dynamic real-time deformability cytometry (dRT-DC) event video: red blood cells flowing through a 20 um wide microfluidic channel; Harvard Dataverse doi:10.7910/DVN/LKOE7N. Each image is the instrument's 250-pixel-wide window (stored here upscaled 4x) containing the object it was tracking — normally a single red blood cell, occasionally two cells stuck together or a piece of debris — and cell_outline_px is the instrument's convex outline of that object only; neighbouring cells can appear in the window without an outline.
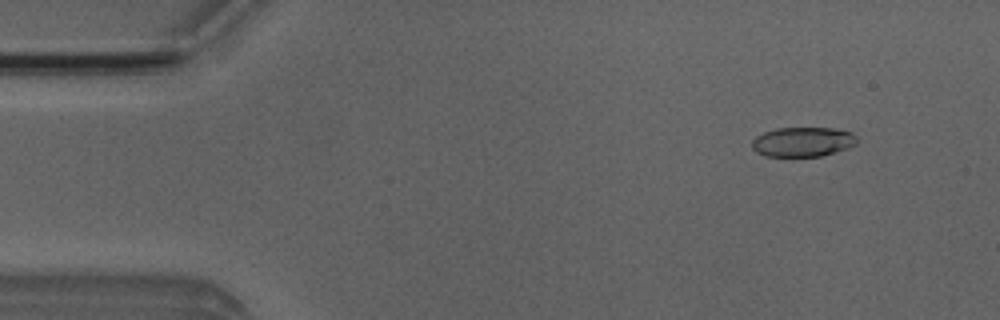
{"species": "Egyptian fruit bat (a non-hibernating species)", "species_latin": "Rousettus aegyptiacus", "temperature_condition": "room temperature", "stored_images_in_passage": 4, "camera_frame_rate_fps": 3000, "um_per_image_px": 0.085, "animal": {"sex": "male"}, "frame": {"image": 1, "passage_image": 2, "time_ms": 1.0, "image_size_px": [1000, 320], "cell_outline_px": [[856, 144], [848, 148], [820, 156], [764, 156], [756, 152], [752, 148], [752, 140], [756, 136], [764, 132], [776, 128], [832, 128], [852, 132], [856, 136]], "centroid_in_image_um": [68.22, 12.05], "position_along_channel_um": 16.8, "area_um2": 18.09}}